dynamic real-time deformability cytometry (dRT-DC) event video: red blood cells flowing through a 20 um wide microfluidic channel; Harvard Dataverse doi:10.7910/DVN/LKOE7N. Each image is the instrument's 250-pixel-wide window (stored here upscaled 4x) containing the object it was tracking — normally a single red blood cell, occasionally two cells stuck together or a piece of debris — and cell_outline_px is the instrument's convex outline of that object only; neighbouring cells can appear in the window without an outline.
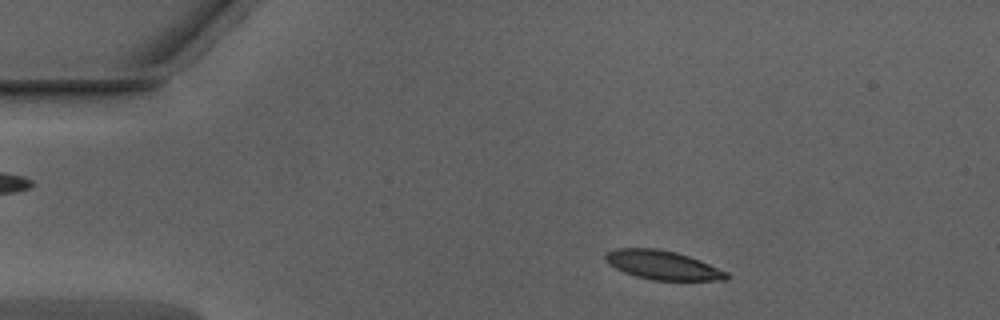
{"species": "Egyptian fruit bat (a non-hibernating species)", "species_latin": "Rousettus aegyptiacus", "temperature_condition": "warm", "stored_images_in_passage": 16, "camera_frame_rate_fps": 3000, "um_per_image_px": 0.085, "animal": {"sex": "male"}, "frame": {"image": 1, "passage_image": 5, "time_ms": 1.333, "image_size_px": [1000, 320], "cell_outline_px": [[728, 276], [724, 280], [652, 280], [636, 276], [624, 272], [608, 264], [604, 260], [604, 256], [608, 252], [616, 248], [656, 248], [676, 252], [700, 260], [728, 272]], "centroid_in_image_um": [56.3, 22.53], "position_along_channel_um": 28.7, "area_um2": 20.35}}
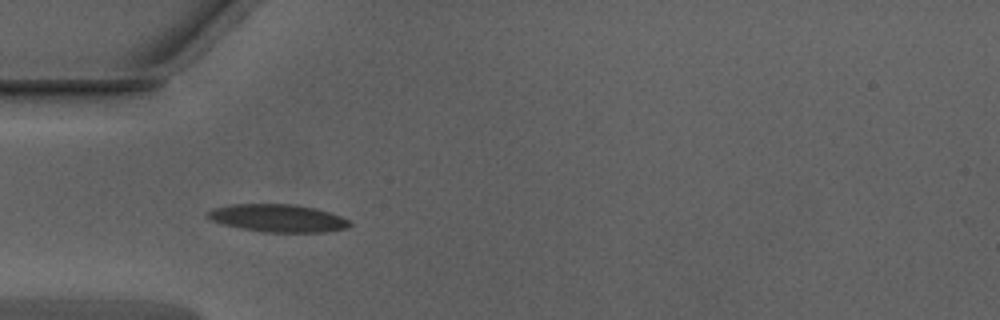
{"frame": {"image": 2, "passage_image": 12, "time_ms": 3.667, "image_size_px": [1000, 320], "cell_outline_px": [[352, 224], [348, 228], [324, 232], [264, 232], [240, 228], [224, 224], [212, 220], [204, 216], [204, 212], [212, 208], [232, 204], [296, 204], [316, 208], [340, 216], [348, 220]], "centroid_in_image_um": [23.58, 18.53], "position_along_channel_um": 61.4, "area_um2": 23.06}}
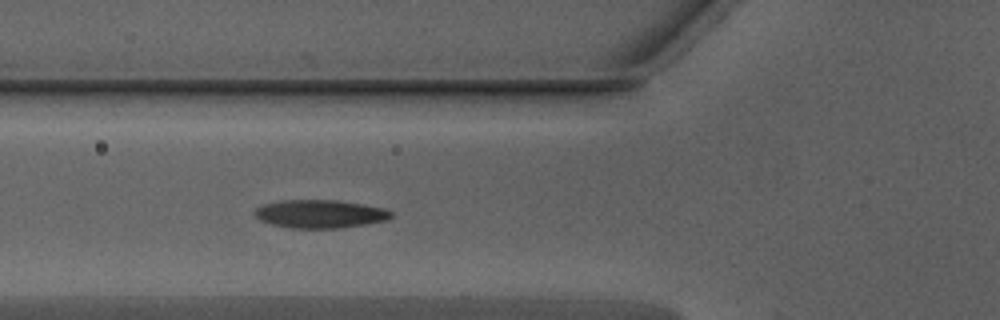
{"frame": {"image": 3, "passage_image": 15, "time_ms": 4.667, "image_size_px": [1000, 320], "cell_outline_px": [[392, 216], [388, 220], [368, 224], [340, 228], [292, 228], [272, 224], [260, 220], [252, 212], [256, 208], [264, 204], [280, 200], [336, 200], [364, 204], [384, 208], [392, 212]], "centroid_in_image_um": [27.22, 18.18], "position_along_channel_um": 98.6, "area_um2": 22.54}}